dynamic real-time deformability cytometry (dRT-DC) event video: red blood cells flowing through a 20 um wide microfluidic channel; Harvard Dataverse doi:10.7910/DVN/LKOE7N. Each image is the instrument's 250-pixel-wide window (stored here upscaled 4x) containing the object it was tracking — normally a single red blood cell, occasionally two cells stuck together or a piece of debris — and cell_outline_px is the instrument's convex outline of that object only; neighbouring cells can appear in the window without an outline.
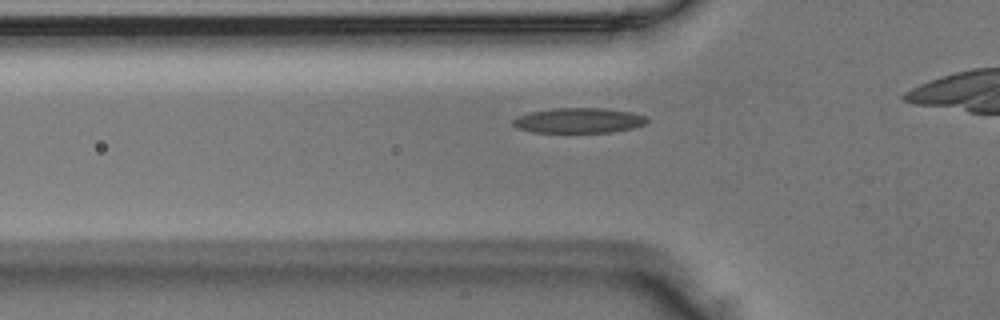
{"species": "Egyptian fruit bat (a non-hibernating species)", "species_latin": "Rousettus aegyptiacus", "temperature_condition": "room temperature", "stored_images_in_passage": 32, "camera_frame_rate_fps": 3000, "um_per_image_px": 0.085, "animal": {"sex": "male"}, "frame": {"image": 1, "passage_image": 8, "time_ms": 2.333, "image_size_px": [1000, 320], "cell_outline_px": [[648, 120], [644, 124], [632, 128], [612, 132], [532, 132], [516, 128], [512, 124], [512, 120], [520, 116], [532, 112], [552, 108], [604, 108], [632, 112], [648, 116]], "centroid_in_image_um": [49.21, 10.24], "position_along_channel_um": 76.6, "area_um2": 19.59}}
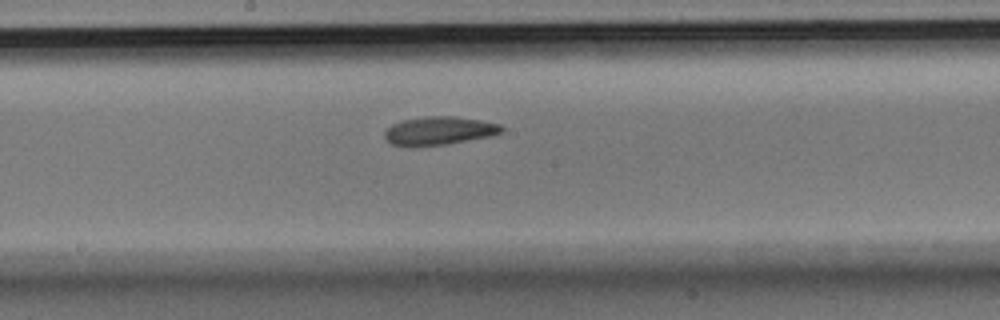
{"frame": {"image": 2, "passage_image": 18, "time_ms": 5.667, "image_size_px": [1000, 320], "cell_outline_px": [[504, 132], [488, 136], [444, 144], [412, 148], [408, 148], [392, 144], [384, 136], [384, 132], [392, 124], [404, 120], [424, 116], [456, 116], [480, 120], [500, 124], [504, 128]], "centroid_in_image_um": [37.29, 11.12], "position_along_channel_um": 210.9, "area_um2": 19.42}}
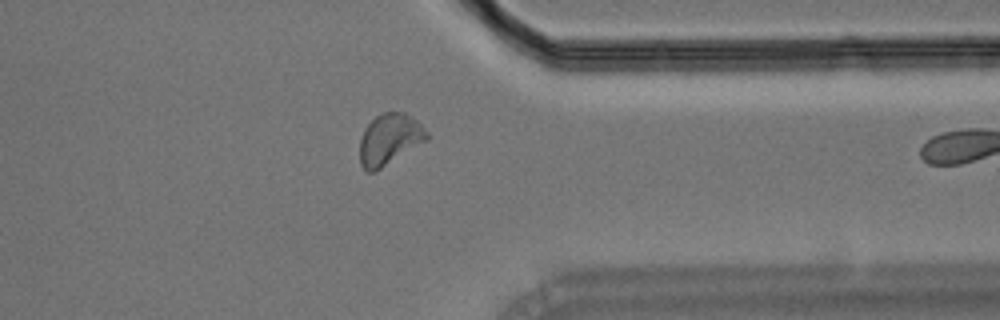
{"frame": {"image": 3, "passage_image": 31, "time_ms": 10.0, "image_size_px": [1000, 320], "cell_outline_px": [[428, 140], [380, 168], [372, 172], [368, 172], [360, 164], [360, 140], [364, 128], [376, 116], [384, 112], [404, 112], [412, 116], [428, 132]], "centroid_in_image_um": [33.11, 11.82], "position_along_channel_um": 378.3, "area_um2": 19.77}}